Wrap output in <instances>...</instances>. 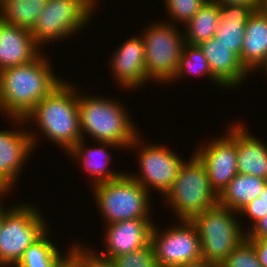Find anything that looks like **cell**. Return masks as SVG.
<instances>
[{
	"mask_svg": "<svg viewBox=\"0 0 267 267\" xmlns=\"http://www.w3.org/2000/svg\"><path fill=\"white\" fill-rule=\"evenodd\" d=\"M220 267H263L254 246L245 238L220 264Z\"/></svg>",
	"mask_w": 267,
	"mask_h": 267,
	"instance_id": "obj_28",
	"label": "cell"
},
{
	"mask_svg": "<svg viewBox=\"0 0 267 267\" xmlns=\"http://www.w3.org/2000/svg\"><path fill=\"white\" fill-rule=\"evenodd\" d=\"M238 216V212L216 204L190 220L198 231L202 260L220 265L246 238L244 221Z\"/></svg>",
	"mask_w": 267,
	"mask_h": 267,
	"instance_id": "obj_5",
	"label": "cell"
},
{
	"mask_svg": "<svg viewBox=\"0 0 267 267\" xmlns=\"http://www.w3.org/2000/svg\"><path fill=\"white\" fill-rule=\"evenodd\" d=\"M260 69L261 70L263 69L265 71L264 73H266L265 75L267 76V56H266L265 60L258 66V68L255 71L258 70V72H259Z\"/></svg>",
	"mask_w": 267,
	"mask_h": 267,
	"instance_id": "obj_40",
	"label": "cell"
},
{
	"mask_svg": "<svg viewBox=\"0 0 267 267\" xmlns=\"http://www.w3.org/2000/svg\"><path fill=\"white\" fill-rule=\"evenodd\" d=\"M72 82L63 81L38 102L24 118L35 122L46 139L61 147L66 154L82 140L78 111V91Z\"/></svg>",
	"mask_w": 267,
	"mask_h": 267,
	"instance_id": "obj_2",
	"label": "cell"
},
{
	"mask_svg": "<svg viewBox=\"0 0 267 267\" xmlns=\"http://www.w3.org/2000/svg\"><path fill=\"white\" fill-rule=\"evenodd\" d=\"M254 11L248 5H219L220 18L214 37L238 57L242 50L245 26Z\"/></svg>",
	"mask_w": 267,
	"mask_h": 267,
	"instance_id": "obj_20",
	"label": "cell"
},
{
	"mask_svg": "<svg viewBox=\"0 0 267 267\" xmlns=\"http://www.w3.org/2000/svg\"><path fill=\"white\" fill-rule=\"evenodd\" d=\"M187 75L193 76H206L211 79L212 84L215 83L218 87H223L213 76L207 61V58L203 55L201 48L198 45L185 44L183 53L179 59V66L176 74L170 82L183 79Z\"/></svg>",
	"mask_w": 267,
	"mask_h": 267,
	"instance_id": "obj_26",
	"label": "cell"
},
{
	"mask_svg": "<svg viewBox=\"0 0 267 267\" xmlns=\"http://www.w3.org/2000/svg\"><path fill=\"white\" fill-rule=\"evenodd\" d=\"M256 251L259 262L263 267H267V239L248 240Z\"/></svg>",
	"mask_w": 267,
	"mask_h": 267,
	"instance_id": "obj_33",
	"label": "cell"
},
{
	"mask_svg": "<svg viewBox=\"0 0 267 267\" xmlns=\"http://www.w3.org/2000/svg\"><path fill=\"white\" fill-rule=\"evenodd\" d=\"M59 267H80L76 259L70 255Z\"/></svg>",
	"mask_w": 267,
	"mask_h": 267,
	"instance_id": "obj_36",
	"label": "cell"
},
{
	"mask_svg": "<svg viewBox=\"0 0 267 267\" xmlns=\"http://www.w3.org/2000/svg\"><path fill=\"white\" fill-rule=\"evenodd\" d=\"M207 58L212 76L225 89H234L247 80L249 72L241 64L239 57L216 37L198 45Z\"/></svg>",
	"mask_w": 267,
	"mask_h": 267,
	"instance_id": "obj_16",
	"label": "cell"
},
{
	"mask_svg": "<svg viewBox=\"0 0 267 267\" xmlns=\"http://www.w3.org/2000/svg\"><path fill=\"white\" fill-rule=\"evenodd\" d=\"M216 2L218 5H248L255 11L258 10L259 0H209Z\"/></svg>",
	"mask_w": 267,
	"mask_h": 267,
	"instance_id": "obj_34",
	"label": "cell"
},
{
	"mask_svg": "<svg viewBox=\"0 0 267 267\" xmlns=\"http://www.w3.org/2000/svg\"><path fill=\"white\" fill-rule=\"evenodd\" d=\"M78 111L82 139L88 135L95 142L113 143L127 150L139 134L130 113L115 99L80 92Z\"/></svg>",
	"mask_w": 267,
	"mask_h": 267,
	"instance_id": "obj_3",
	"label": "cell"
},
{
	"mask_svg": "<svg viewBox=\"0 0 267 267\" xmlns=\"http://www.w3.org/2000/svg\"><path fill=\"white\" fill-rule=\"evenodd\" d=\"M115 267H157L151 242L139 250L111 259Z\"/></svg>",
	"mask_w": 267,
	"mask_h": 267,
	"instance_id": "obj_29",
	"label": "cell"
},
{
	"mask_svg": "<svg viewBox=\"0 0 267 267\" xmlns=\"http://www.w3.org/2000/svg\"><path fill=\"white\" fill-rule=\"evenodd\" d=\"M178 222L179 226H171L165 231L153 224L151 245L157 267H175L202 260L201 243L195 225L190 220Z\"/></svg>",
	"mask_w": 267,
	"mask_h": 267,
	"instance_id": "obj_11",
	"label": "cell"
},
{
	"mask_svg": "<svg viewBox=\"0 0 267 267\" xmlns=\"http://www.w3.org/2000/svg\"><path fill=\"white\" fill-rule=\"evenodd\" d=\"M85 139H82L80 142H78L68 153L67 155H71V158H74L76 161H78L82 170H85L86 173H88L91 177V186L104 182V181H110L113 179H117L120 177L123 173L122 172H115L109 169L108 163L111 160L110 153L108 154L109 148L113 149H121L118 145L108 142H100L95 145V147H86L85 146ZM98 146V147H96ZM108 147V149H107ZM93 177V178H92Z\"/></svg>",
	"mask_w": 267,
	"mask_h": 267,
	"instance_id": "obj_19",
	"label": "cell"
},
{
	"mask_svg": "<svg viewBox=\"0 0 267 267\" xmlns=\"http://www.w3.org/2000/svg\"><path fill=\"white\" fill-rule=\"evenodd\" d=\"M74 244H72L71 255L76 259L80 267H115L111 259L99 256L94 251L95 249L86 248V245L79 242Z\"/></svg>",
	"mask_w": 267,
	"mask_h": 267,
	"instance_id": "obj_30",
	"label": "cell"
},
{
	"mask_svg": "<svg viewBox=\"0 0 267 267\" xmlns=\"http://www.w3.org/2000/svg\"><path fill=\"white\" fill-rule=\"evenodd\" d=\"M112 76L119 87L135 91L148 81L145 69V47L140 36L128 38L115 49L110 59Z\"/></svg>",
	"mask_w": 267,
	"mask_h": 267,
	"instance_id": "obj_14",
	"label": "cell"
},
{
	"mask_svg": "<svg viewBox=\"0 0 267 267\" xmlns=\"http://www.w3.org/2000/svg\"><path fill=\"white\" fill-rule=\"evenodd\" d=\"M48 234L30 245L14 267H59L71 255L72 245L63 255Z\"/></svg>",
	"mask_w": 267,
	"mask_h": 267,
	"instance_id": "obj_24",
	"label": "cell"
},
{
	"mask_svg": "<svg viewBox=\"0 0 267 267\" xmlns=\"http://www.w3.org/2000/svg\"><path fill=\"white\" fill-rule=\"evenodd\" d=\"M224 136L217 137L200 147L194 154L206 168L210 185L219 195L238 174L236 153V123H232ZM202 145V146H201Z\"/></svg>",
	"mask_w": 267,
	"mask_h": 267,
	"instance_id": "obj_12",
	"label": "cell"
},
{
	"mask_svg": "<svg viewBox=\"0 0 267 267\" xmlns=\"http://www.w3.org/2000/svg\"><path fill=\"white\" fill-rule=\"evenodd\" d=\"M259 198L267 205V183L263 188V191L259 195Z\"/></svg>",
	"mask_w": 267,
	"mask_h": 267,
	"instance_id": "obj_39",
	"label": "cell"
},
{
	"mask_svg": "<svg viewBox=\"0 0 267 267\" xmlns=\"http://www.w3.org/2000/svg\"><path fill=\"white\" fill-rule=\"evenodd\" d=\"M92 191L106 225L128 219H151V194L125 171L117 179L92 185Z\"/></svg>",
	"mask_w": 267,
	"mask_h": 267,
	"instance_id": "obj_4",
	"label": "cell"
},
{
	"mask_svg": "<svg viewBox=\"0 0 267 267\" xmlns=\"http://www.w3.org/2000/svg\"><path fill=\"white\" fill-rule=\"evenodd\" d=\"M48 0H2L0 19L14 26L31 29Z\"/></svg>",
	"mask_w": 267,
	"mask_h": 267,
	"instance_id": "obj_25",
	"label": "cell"
},
{
	"mask_svg": "<svg viewBox=\"0 0 267 267\" xmlns=\"http://www.w3.org/2000/svg\"><path fill=\"white\" fill-rule=\"evenodd\" d=\"M11 122L15 129L0 130V185L7 192L12 191L14 185L16 186L18 174L20 175L22 167L35 150L39 138L33 131L22 128V125H27L25 119L11 118ZM18 125L21 130L16 129Z\"/></svg>",
	"mask_w": 267,
	"mask_h": 267,
	"instance_id": "obj_13",
	"label": "cell"
},
{
	"mask_svg": "<svg viewBox=\"0 0 267 267\" xmlns=\"http://www.w3.org/2000/svg\"><path fill=\"white\" fill-rule=\"evenodd\" d=\"M165 199L178 220H191L195 215L218 204V194L210 185L203 163L193 154L184 160Z\"/></svg>",
	"mask_w": 267,
	"mask_h": 267,
	"instance_id": "obj_6",
	"label": "cell"
},
{
	"mask_svg": "<svg viewBox=\"0 0 267 267\" xmlns=\"http://www.w3.org/2000/svg\"><path fill=\"white\" fill-rule=\"evenodd\" d=\"M152 23L141 33L145 47L146 75L150 81L170 84L186 44L184 32L174 22L160 20Z\"/></svg>",
	"mask_w": 267,
	"mask_h": 267,
	"instance_id": "obj_8",
	"label": "cell"
},
{
	"mask_svg": "<svg viewBox=\"0 0 267 267\" xmlns=\"http://www.w3.org/2000/svg\"><path fill=\"white\" fill-rule=\"evenodd\" d=\"M175 267H220L219 264L207 262L205 260L195 261L177 265Z\"/></svg>",
	"mask_w": 267,
	"mask_h": 267,
	"instance_id": "obj_35",
	"label": "cell"
},
{
	"mask_svg": "<svg viewBox=\"0 0 267 267\" xmlns=\"http://www.w3.org/2000/svg\"><path fill=\"white\" fill-rule=\"evenodd\" d=\"M95 7H98V2H96L97 0H89Z\"/></svg>",
	"mask_w": 267,
	"mask_h": 267,
	"instance_id": "obj_42",
	"label": "cell"
},
{
	"mask_svg": "<svg viewBox=\"0 0 267 267\" xmlns=\"http://www.w3.org/2000/svg\"><path fill=\"white\" fill-rule=\"evenodd\" d=\"M139 133L129 148L137 147V160L139 174L134 172L129 175L141 184L149 193L153 189L165 196L171 189L176 176L184 163L179 153L171 151L169 147L161 144H144ZM142 140V141H141ZM144 144V145H143ZM140 147V148H139ZM139 148V150H138ZM169 148V149H168Z\"/></svg>",
	"mask_w": 267,
	"mask_h": 267,
	"instance_id": "obj_10",
	"label": "cell"
},
{
	"mask_svg": "<svg viewBox=\"0 0 267 267\" xmlns=\"http://www.w3.org/2000/svg\"><path fill=\"white\" fill-rule=\"evenodd\" d=\"M266 183L263 178L238 173L218 195V204L239 212L259 197Z\"/></svg>",
	"mask_w": 267,
	"mask_h": 267,
	"instance_id": "obj_22",
	"label": "cell"
},
{
	"mask_svg": "<svg viewBox=\"0 0 267 267\" xmlns=\"http://www.w3.org/2000/svg\"><path fill=\"white\" fill-rule=\"evenodd\" d=\"M41 51L29 29L0 19V71L32 62Z\"/></svg>",
	"mask_w": 267,
	"mask_h": 267,
	"instance_id": "obj_17",
	"label": "cell"
},
{
	"mask_svg": "<svg viewBox=\"0 0 267 267\" xmlns=\"http://www.w3.org/2000/svg\"><path fill=\"white\" fill-rule=\"evenodd\" d=\"M258 10L267 17V0H259Z\"/></svg>",
	"mask_w": 267,
	"mask_h": 267,
	"instance_id": "obj_37",
	"label": "cell"
},
{
	"mask_svg": "<svg viewBox=\"0 0 267 267\" xmlns=\"http://www.w3.org/2000/svg\"><path fill=\"white\" fill-rule=\"evenodd\" d=\"M8 194V192L0 185V202L1 201H3V200H1V198L2 199H4V197L6 196ZM5 195V196H4Z\"/></svg>",
	"mask_w": 267,
	"mask_h": 267,
	"instance_id": "obj_41",
	"label": "cell"
},
{
	"mask_svg": "<svg viewBox=\"0 0 267 267\" xmlns=\"http://www.w3.org/2000/svg\"><path fill=\"white\" fill-rule=\"evenodd\" d=\"M153 219H128L110 223L105 228L104 248L96 252L99 256L112 259L146 247L151 242ZM106 245V246H105Z\"/></svg>",
	"mask_w": 267,
	"mask_h": 267,
	"instance_id": "obj_15",
	"label": "cell"
},
{
	"mask_svg": "<svg viewBox=\"0 0 267 267\" xmlns=\"http://www.w3.org/2000/svg\"><path fill=\"white\" fill-rule=\"evenodd\" d=\"M220 18L219 5L209 1L183 26L187 44L199 45L215 36Z\"/></svg>",
	"mask_w": 267,
	"mask_h": 267,
	"instance_id": "obj_23",
	"label": "cell"
},
{
	"mask_svg": "<svg viewBox=\"0 0 267 267\" xmlns=\"http://www.w3.org/2000/svg\"><path fill=\"white\" fill-rule=\"evenodd\" d=\"M95 10L89 0H48L30 29L33 39L42 49L45 43L73 36L91 22Z\"/></svg>",
	"mask_w": 267,
	"mask_h": 267,
	"instance_id": "obj_9",
	"label": "cell"
},
{
	"mask_svg": "<svg viewBox=\"0 0 267 267\" xmlns=\"http://www.w3.org/2000/svg\"><path fill=\"white\" fill-rule=\"evenodd\" d=\"M247 127L236 122V153L238 173L267 180V144L250 134Z\"/></svg>",
	"mask_w": 267,
	"mask_h": 267,
	"instance_id": "obj_18",
	"label": "cell"
},
{
	"mask_svg": "<svg viewBox=\"0 0 267 267\" xmlns=\"http://www.w3.org/2000/svg\"><path fill=\"white\" fill-rule=\"evenodd\" d=\"M248 228L249 230L245 231L247 240L267 239V215Z\"/></svg>",
	"mask_w": 267,
	"mask_h": 267,
	"instance_id": "obj_32",
	"label": "cell"
},
{
	"mask_svg": "<svg viewBox=\"0 0 267 267\" xmlns=\"http://www.w3.org/2000/svg\"><path fill=\"white\" fill-rule=\"evenodd\" d=\"M238 214L240 215L239 217H241V215L246 216L245 218H247V220H249V217L250 222H252L250 225L252 226L256 221L267 215V205L257 197L243 207Z\"/></svg>",
	"mask_w": 267,
	"mask_h": 267,
	"instance_id": "obj_31",
	"label": "cell"
},
{
	"mask_svg": "<svg viewBox=\"0 0 267 267\" xmlns=\"http://www.w3.org/2000/svg\"><path fill=\"white\" fill-rule=\"evenodd\" d=\"M12 206L6 208V206H4L3 202L1 201L0 202V225L3 221V217H4V214L11 208Z\"/></svg>",
	"mask_w": 267,
	"mask_h": 267,
	"instance_id": "obj_38",
	"label": "cell"
},
{
	"mask_svg": "<svg viewBox=\"0 0 267 267\" xmlns=\"http://www.w3.org/2000/svg\"><path fill=\"white\" fill-rule=\"evenodd\" d=\"M42 52L32 61L0 71V112L24 119L44 97L64 80Z\"/></svg>",
	"mask_w": 267,
	"mask_h": 267,
	"instance_id": "obj_1",
	"label": "cell"
},
{
	"mask_svg": "<svg viewBox=\"0 0 267 267\" xmlns=\"http://www.w3.org/2000/svg\"><path fill=\"white\" fill-rule=\"evenodd\" d=\"M166 12H168L169 20L167 23H172V20L176 25L182 24L184 26L207 2V0H163Z\"/></svg>",
	"mask_w": 267,
	"mask_h": 267,
	"instance_id": "obj_27",
	"label": "cell"
},
{
	"mask_svg": "<svg viewBox=\"0 0 267 267\" xmlns=\"http://www.w3.org/2000/svg\"><path fill=\"white\" fill-rule=\"evenodd\" d=\"M267 56V17L259 10L249 17L245 26L240 62L254 73Z\"/></svg>",
	"mask_w": 267,
	"mask_h": 267,
	"instance_id": "obj_21",
	"label": "cell"
},
{
	"mask_svg": "<svg viewBox=\"0 0 267 267\" xmlns=\"http://www.w3.org/2000/svg\"><path fill=\"white\" fill-rule=\"evenodd\" d=\"M13 206L4 214L0 225L1 267L15 266L26 249L49 230L36 205L20 203Z\"/></svg>",
	"mask_w": 267,
	"mask_h": 267,
	"instance_id": "obj_7",
	"label": "cell"
}]
</instances>
